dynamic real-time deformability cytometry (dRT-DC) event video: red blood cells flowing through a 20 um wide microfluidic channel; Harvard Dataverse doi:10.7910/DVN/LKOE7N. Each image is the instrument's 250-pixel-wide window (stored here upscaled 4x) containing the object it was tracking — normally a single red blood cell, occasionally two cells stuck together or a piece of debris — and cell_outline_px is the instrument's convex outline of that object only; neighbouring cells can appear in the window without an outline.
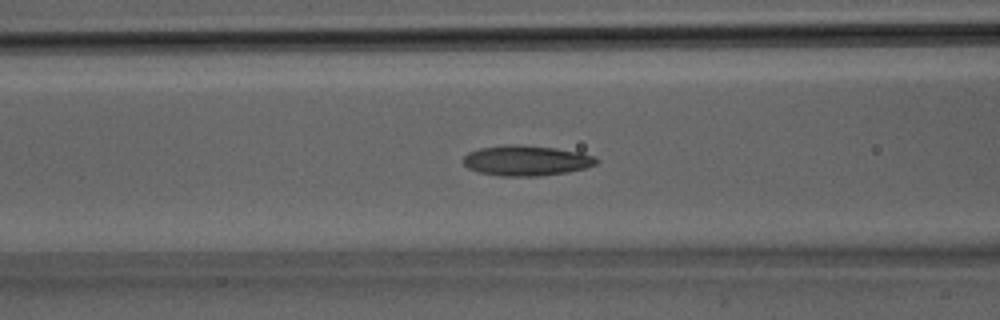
{"species": "Egyptian fruit bat (a non-hibernating species)", "species_latin": "Rousettus aegyptiacus", "temperature_condition": "room temperature", "stored_images_in_passage": 31, "camera_frame_rate_fps": 3000, "um_per_image_px": 0.085, "animal": {"sex": "male"}, "frame": {"image": 1, "passage_image": 12, "time_ms": 3.667, "image_size_px": [1000, 320], "cell_outline_px": [[600, 160], [596, 164], [584, 168], [568, 172], [540, 176], [500, 176], [480, 172], [468, 168], [464, 164], [464, 156], [468, 152], [480, 148], [504, 144], [520, 144], [556, 148], [580, 152], [596, 156]], "centroid_in_image_um": [44.76, 13.64], "position_along_channel_um": 121.8, "area_um2": 23.7}}
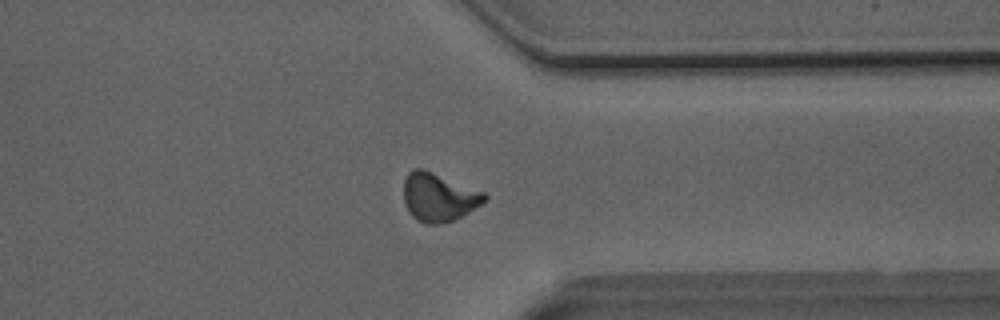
{"frame": {"image": 2, "passage_image": 24, "time_ms": 7.667, "image_size_px": [1000, 320], "cell_outline_px": [[488, 200], [468, 212], [452, 220], [440, 224], [424, 224], [416, 220], [408, 212], [404, 204], [404, 180], [408, 172], [412, 168], [424, 168], [484, 192], [488, 196]], "centroid_in_image_um": [37.26, 16.75], "position_along_channel_um": 374.1, "area_um2": 23.0}}
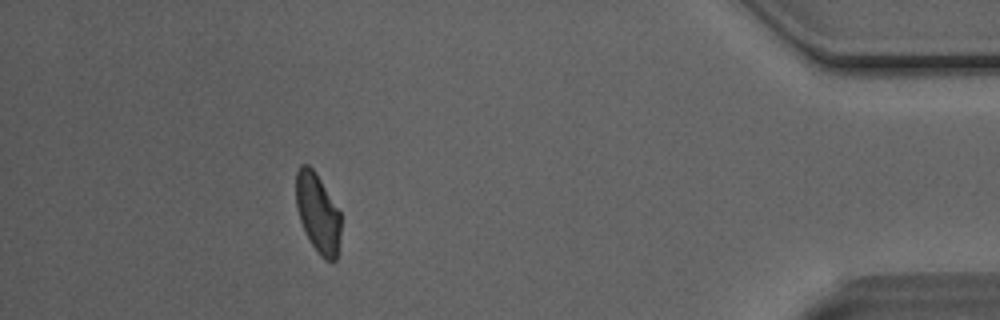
{"frame": {"image": 3, "passage_image": 28, "time_ms": 9.0, "image_size_px": [1000, 320], "cell_outline_px": [[340, 252], [336, 260], [332, 264], [324, 260], [320, 256], [304, 232], [296, 208], [296, 172], [300, 164], [308, 164], [316, 172], [340, 212]], "centroid_in_image_um": [27.02, 18.16], "position_along_channel_um": 408.2, "area_um2": 21.15}}